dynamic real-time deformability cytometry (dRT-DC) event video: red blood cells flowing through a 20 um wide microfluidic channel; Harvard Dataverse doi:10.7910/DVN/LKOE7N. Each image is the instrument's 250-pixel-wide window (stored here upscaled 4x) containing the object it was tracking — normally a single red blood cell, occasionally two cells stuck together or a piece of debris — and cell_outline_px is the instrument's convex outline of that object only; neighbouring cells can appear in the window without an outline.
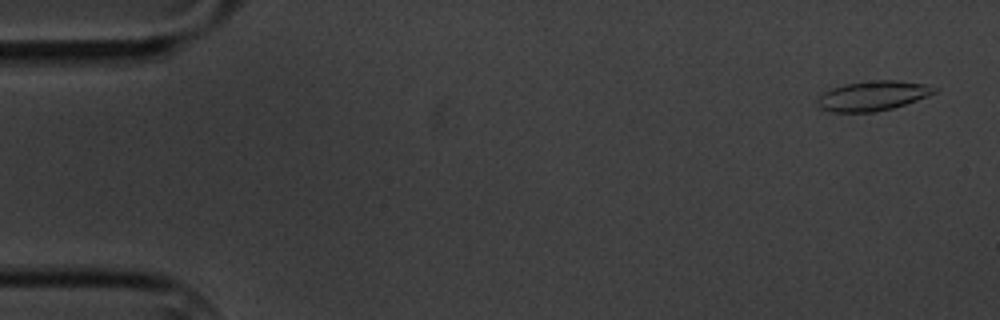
{"species": "common noctule bat (a hibernating species)", "species_latin": "Nyctalus noctula", "temperature_condition": "cold", "stored_images_in_passage": 6, "camera_frame_rate_fps": 3000, "um_per_image_px": 0.085, "animal": {"sex": "male", "body_mass_g": 20.1, "forearm_length_mm": 53.5}, "frame": {"image": 1, "passage_image": 1, "time_ms": 0.0, "image_size_px": [1000, 320], "cell_outline_px": [[940, 88], [936, 92], [928, 96], [892, 108], [876, 112], [832, 112], [820, 108], [816, 104], [816, 100], [820, 92], [832, 88], [848, 84], [876, 80], [896, 80], [924, 84]], "centroid_in_image_um": [74.15, 8.15], "position_along_channel_um": 10.8, "area_um2": 20.29}}
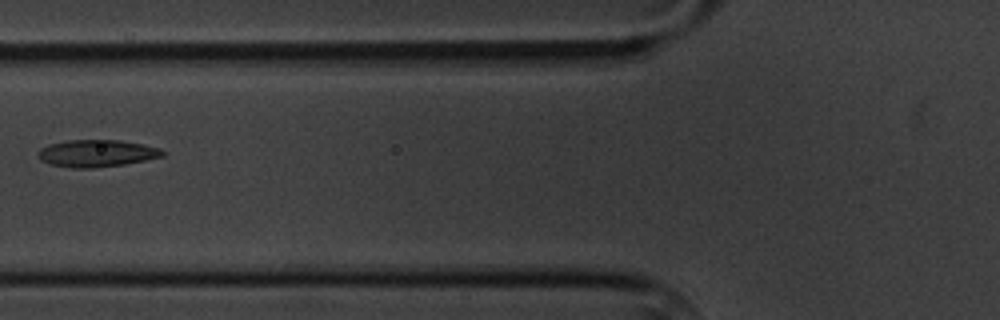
{"frame": {"image": 2, "passage_image": 6, "time_ms": 6.667, "image_size_px": [1000, 320], "cell_outline_px": [[164, 156], [124, 164], [92, 168], [72, 168], [52, 164], [40, 160], [36, 156], [36, 152], [40, 148], [48, 144], [68, 140], [120, 140], [160, 148], [164, 152]], "centroid_in_image_um": [8.16, 13.03], "position_along_channel_um": 117.6, "area_um2": 19.65}}